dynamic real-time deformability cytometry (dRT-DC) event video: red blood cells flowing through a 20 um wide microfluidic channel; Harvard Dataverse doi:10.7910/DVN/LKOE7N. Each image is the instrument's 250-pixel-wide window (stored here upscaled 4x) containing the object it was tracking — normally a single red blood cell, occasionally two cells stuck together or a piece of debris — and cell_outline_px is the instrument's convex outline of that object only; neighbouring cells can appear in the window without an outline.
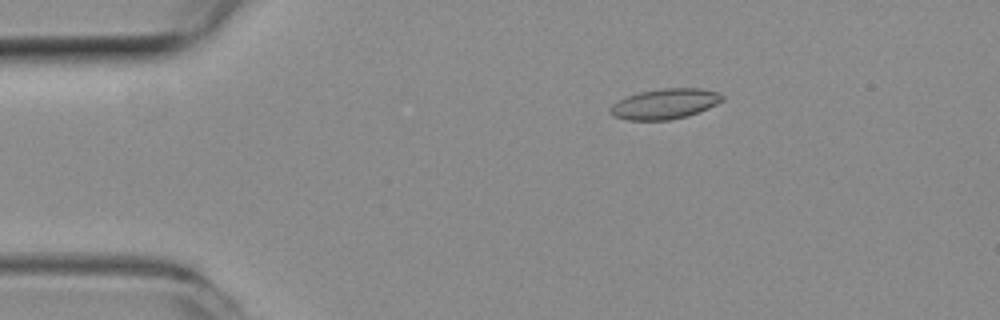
{"species": "common noctule bat (a hibernating species)", "species_latin": "Nyctalus noctula", "temperature_condition": "room temperature", "stored_images_in_passage": 45, "camera_frame_rate_fps": 3000, "um_per_image_px": 0.085, "animal": {"sex": "female", "body_mass_g": 19.3, "forearm_length_mm": 54.1}, "frame": {"image": 1, "passage_image": 2, "time_ms": 0.333, "image_size_px": [1000, 320], "cell_outline_px": [[724, 100], [708, 108], [688, 116], [668, 120], [628, 120], [612, 116], [608, 112], [612, 104], [628, 96], [640, 92], [664, 88], [700, 88], [720, 92], [724, 96]], "centroid_in_image_um": [56.53, 8.83], "position_along_channel_um": 28.5, "area_um2": 19.83}}
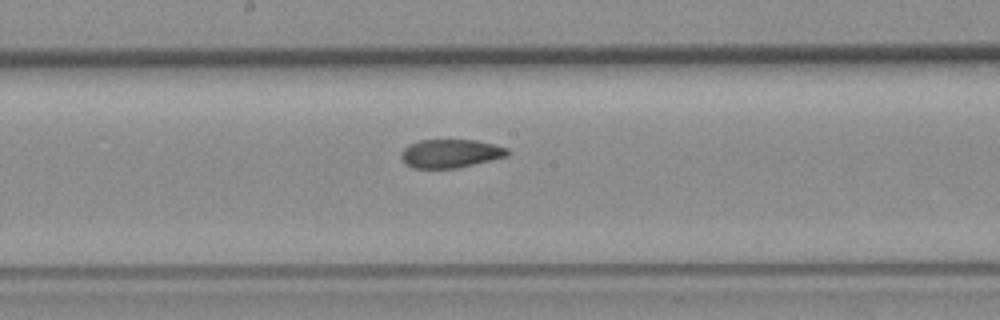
{"frame": {"image": 2, "passage_image": 20, "time_ms": 6.333, "image_size_px": [1000, 320], "cell_outline_px": [[508, 156], [456, 168], [412, 168], [400, 156], [400, 152], [408, 144], [420, 140], [476, 140], [508, 148]], "centroid_in_image_um": [38.27, 13.04], "position_along_channel_um": 209.9, "area_um2": 17.51}}
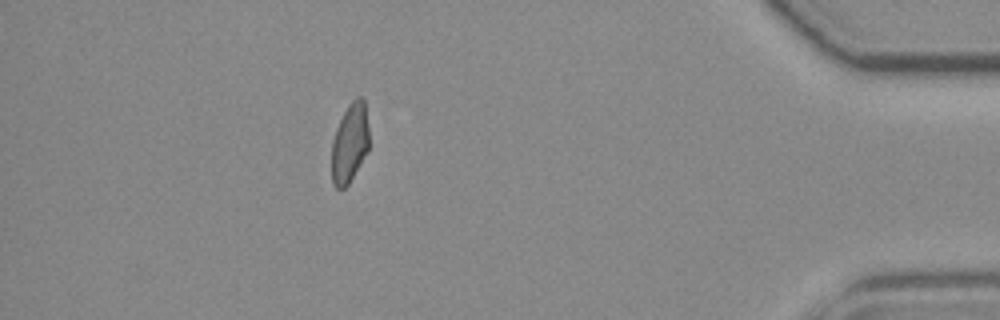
{"frame": {"image": 3, "passage_image": 39, "time_ms": 12.667, "image_size_px": [1000, 320], "cell_outline_px": [[368, 152], [348, 184], [344, 188], [336, 188], [332, 184], [332, 140], [336, 128], [348, 104], [356, 96], [360, 96], [364, 100], [368, 128]], "centroid_in_image_um": [29.72, 12.16], "position_along_channel_um": 405.5, "area_um2": 17.28}, "authors_computed_cell_mechanics": {"area_um2": 18.4382, "velocity_mm_per_s": 3.9435, "shape_relaxation_time_tau1_ms": null, "shape_relaxation_time_tau2_ms": 2.1096, "deformation_change_tau1": null, "deformation_change_tau2": 0.0754}}